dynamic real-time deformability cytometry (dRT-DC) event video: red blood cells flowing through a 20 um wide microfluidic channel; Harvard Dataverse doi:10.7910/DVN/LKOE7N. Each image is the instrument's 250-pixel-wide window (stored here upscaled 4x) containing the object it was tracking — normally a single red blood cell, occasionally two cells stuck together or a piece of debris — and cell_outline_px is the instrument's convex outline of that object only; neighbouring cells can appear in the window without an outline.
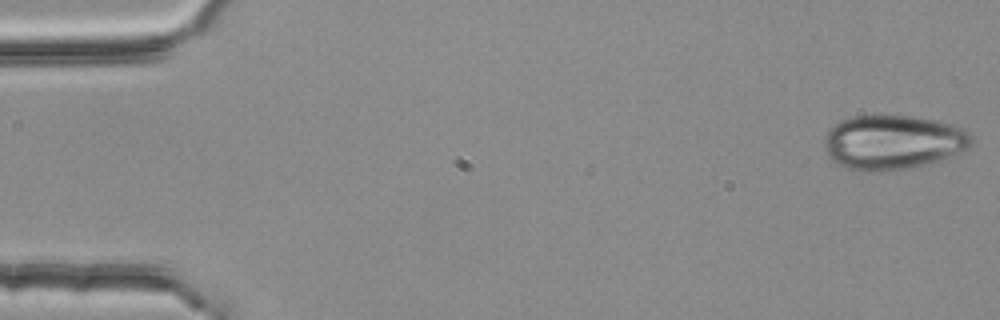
{"species": "common noctule bat (a hibernating species)", "species_latin": "Nyctalus noctula", "temperature_condition": "room temperature", "stored_images_in_passage": 3, "camera_frame_rate_fps": 3000, "um_per_image_px": 0.085, "animal": {"sex": "female", "body_mass_g": 25.1}, "frame": {"image": 1, "passage_image": 3, "time_ms": 0.667, "image_size_px": [1000, 320], "cell_outline_px": [[972, 144], [968, 148], [940, 160], [908, 168], [872, 172], [864, 172], [848, 168], [832, 160], [828, 156], [824, 144], [824, 136], [828, 128], [840, 120], [852, 116], [876, 112], [940, 120], [964, 128], [972, 136]], "centroid_in_image_um": [75.86, 12.04], "position_along_channel_um": 9.1, "area_um2": 47.63}}